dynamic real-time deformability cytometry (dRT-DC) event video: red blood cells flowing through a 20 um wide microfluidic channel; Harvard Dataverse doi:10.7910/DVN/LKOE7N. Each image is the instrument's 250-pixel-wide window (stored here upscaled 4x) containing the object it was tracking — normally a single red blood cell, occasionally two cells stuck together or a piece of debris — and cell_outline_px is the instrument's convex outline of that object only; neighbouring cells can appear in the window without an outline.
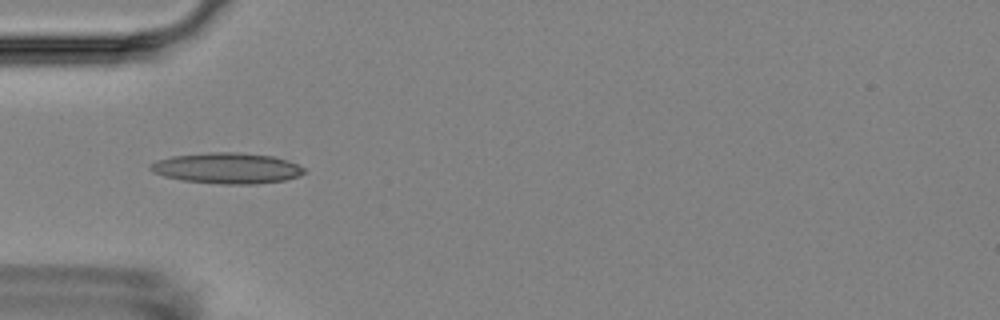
{"species": "Egyptian fruit bat (a non-hibernating species)", "species_latin": "Rousettus aegyptiacus", "temperature_condition": "room temperature", "stored_images_in_passage": 7, "camera_frame_rate_fps": 3000, "um_per_image_px": 0.085, "animal": {"sex": "female"}, "frame": {"image": 1, "passage_image": 1, "time_ms": 0.0, "image_size_px": [1000, 320], "cell_outline_px": [[308, 172], [300, 176], [284, 180], [256, 184], [220, 184], [184, 180], [164, 176], [152, 172], [148, 168], [148, 164], [156, 160], [172, 156], [208, 152], [236, 152], [272, 156], [288, 160], [304, 168]], "centroid_in_image_um": [19.29, 14.29], "position_along_channel_um": 65.7, "area_um2": 27.74}}
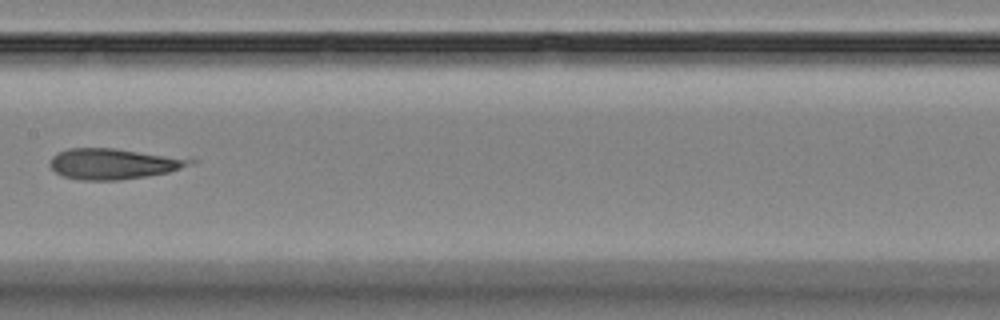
{"frame": {"image": 2, "passage_image": 4, "time_ms": 3.667, "image_size_px": [1000, 320], "cell_outline_px": [[196, 160], [192, 164], [168, 172], [148, 176], [120, 180], [80, 180], [64, 176], [56, 172], [48, 164], [52, 156], [56, 152], [68, 148], [112, 148]], "centroid_in_image_um": [9.56, 13.93], "position_along_channel_um": 197.8, "area_um2": 24.74}}
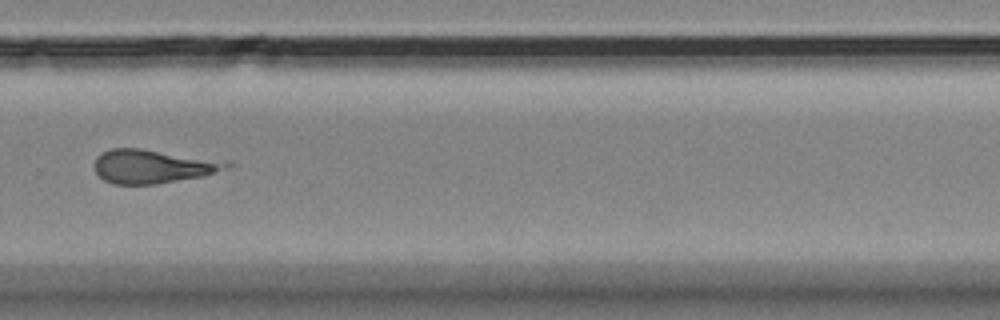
{"frame": {"image": 3, "passage_image": 7, "time_ms": 7.0, "image_size_px": [1000, 320], "cell_outline_px": [[232, 164], [228, 168], [204, 176], [156, 184], [112, 184], [104, 180], [96, 172], [96, 156], [112, 148], [140, 148], [232, 160]], "centroid_in_image_um": [13.09, 14.12], "position_along_channel_um": 316.7, "area_um2": 26.36}}